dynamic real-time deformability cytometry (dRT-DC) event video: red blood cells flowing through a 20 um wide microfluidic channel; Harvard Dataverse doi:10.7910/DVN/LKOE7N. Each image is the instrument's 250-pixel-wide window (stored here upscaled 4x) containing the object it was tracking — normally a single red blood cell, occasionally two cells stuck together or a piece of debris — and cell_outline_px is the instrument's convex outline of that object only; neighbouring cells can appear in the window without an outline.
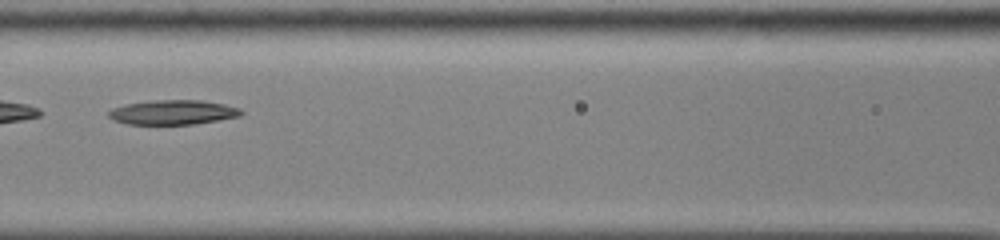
{"species": "common noctule bat (a hibernating species)", "species_latin": "Nyctalus noctula", "temperature_condition": "cold", "stored_images_in_passage": 49, "camera_frame_rate_fps": 3000, "um_per_image_px": 0.085, "animal": {"sex": "male", "body_mass_g": 13.0, "forearm_length_mm": 53.1}, "frame": {"image": 1, "passage_image": 22, "time_ms": 7.0, "image_size_px": [1000, 240], "cell_outline_px": [[244, 112], [240, 116], [196, 124], [128, 124], [112, 120], [108, 116], [108, 112], [112, 108], [128, 104], [156, 100], [200, 100], [224, 104], [240, 108]], "centroid_in_image_um": [14.71, 9.55], "position_along_channel_um": 151.9, "area_um2": 18.9}}
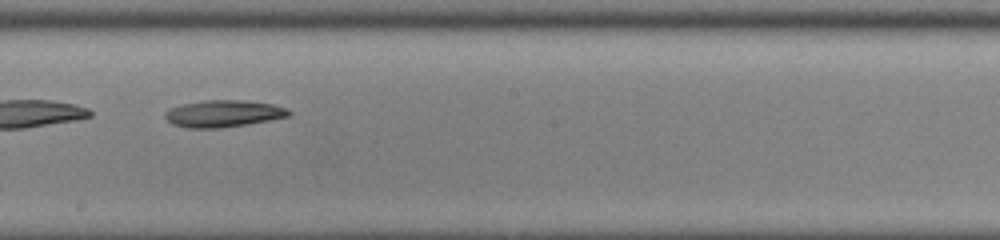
{"frame": {"image": 2, "passage_image": 28, "time_ms": 9.0, "image_size_px": [1000, 240], "cell_outline_px": [[292, 112], [288, 116], [248, 124], [220, 128], [188, 128], [172, 124], [164, 116], [164, 112], [172, 108], [184, 104], [204, 100], [244, 100], [272, 104], [288, 108]], "centroid_in_image_um": [19.0, 9.66], "position_along_channel_um": 229.2, "area_um2": 19.31}, "authors_computed_cell_mechanics": {"area_um2": 22.0796, "velocity_mm_per_s": 3.8691, "shape_relaxation_time_tau1_ms": 4.8371, "shape_relaxation_time_tau2_ms": null, "deformation_change_tau1": 0.1232, "deformation_change_tau2": null}}